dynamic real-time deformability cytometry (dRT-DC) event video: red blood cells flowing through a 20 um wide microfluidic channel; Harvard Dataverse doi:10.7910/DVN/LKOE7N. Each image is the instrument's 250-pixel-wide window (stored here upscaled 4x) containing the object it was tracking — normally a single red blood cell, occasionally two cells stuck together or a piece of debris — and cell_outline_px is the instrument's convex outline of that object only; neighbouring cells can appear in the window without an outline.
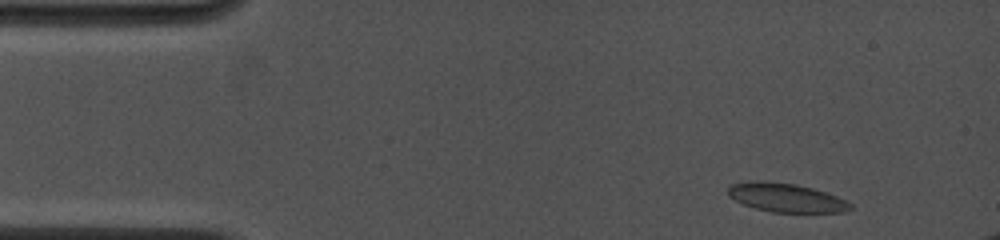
{"species": "common noctule bat (a hibernating species)", "species_latin": "Nyctalus noctula", "temperature_condition": "cold", "stored_images_in_passage": 70, "segment_of_instrument_passage": [1, 2], "camera_frame_rate_fps": 4500, "um_per_image_px": 0.085, "animal": {"sex": "female", "body_mass_g": 19.0, "forearm_length_mm": 53.3}, "frame": {"image": 1, "passage_image": 5, "time_ms": 0.889, "image_size_px": [1000, 240], "cell_outline_px": [[852, 208], [844, 212], [772, 212], [756, 208], [744, 204], [728, 196], [728, 184], [760, 180], [796, 184], [812, 188], [836, 196], [852, 204]], "centroid_in_image_um": [66.79, 16.79], "position_along_channel_um": 18.2, "area_um2": 20.35}}
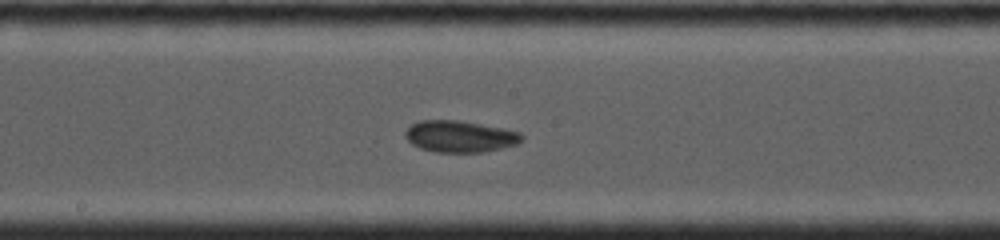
{"frame": {"image": 2, "passage_image": 36, "time_ms": 7.778, "image_size_px": [1000, 240], "cell_outline_px": [[524, 136], [516, 144], [500, 148], [480, 152], [436, 152], [420, 148], [412, 144], [404, 136], [404, 132], [412, 124], [420, 120], [456, 120], [480, 124], [520, 132]], "centroid_in_image_um": [39.04, 11.59], "position_along_channel_um": 209.2, "area_um2": 21.15}}
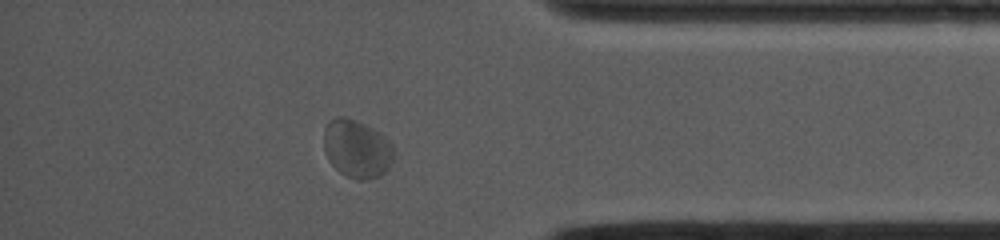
{"frame": {"image": 3, "passage_image": 59, "time_ms": 12.889, "image_size_px": [1000, 240], "cell_outline_px": [[392, 160], [388, 168], [380, 176], [368, 180], [356, 180], [340, 172], [328, 160], [324, 152], [324, 128], [328, 120], [336, 116], [344, 116], [356, 120], [372, 128], [384, 136], [392, 144]], "centroid_in_image_um": [30.3, 12.63], "position_along_channel_um": 404.9, "area_um2": 23.76}}